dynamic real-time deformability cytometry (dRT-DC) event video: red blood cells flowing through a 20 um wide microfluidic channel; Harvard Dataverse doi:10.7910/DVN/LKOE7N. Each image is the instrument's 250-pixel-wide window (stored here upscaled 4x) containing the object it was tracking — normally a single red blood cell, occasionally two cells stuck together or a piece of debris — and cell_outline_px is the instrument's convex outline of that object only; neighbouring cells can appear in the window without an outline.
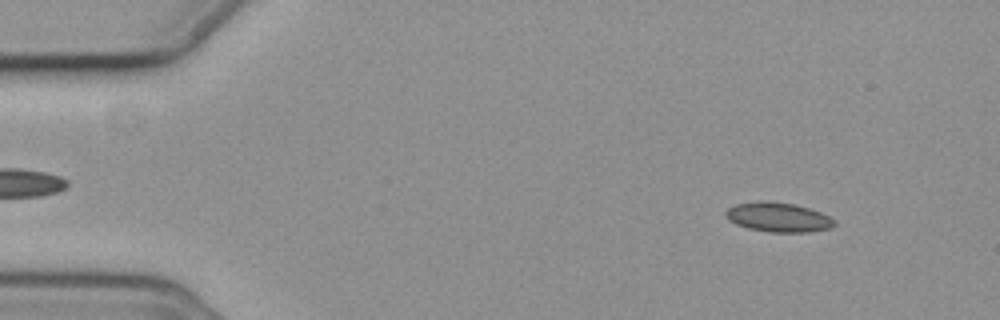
{"species": "common noctule bat (a hibernating species)", "species_latin": "Nyctalus noctula", "temperature_condition": "cold", "stored_images_in_passage": 58, "camera_frame_rate_fps": 3000, "um_per_image_px": 0.085, "animal": {"sex": "female", "body_mass_g": 19.3, "forearm_length_mm": 54.1}, "frame": {"image": 1, "passage_image": 7, "time_ms": 2.0, "image_size_px": [1000, 320], "cell_outline_px": [[836, 224], [828, 228], [808, 232], [772, 232], [748, 228], [736, 224], [728, 220], [724, 212], [728, 208], [736, 204], [760, 200], [792, 204], [808, 208], [820, 212], [836, 220]], "centroid_in_image_um": [66.12, 18.46], "position_along_channel_um": 18.9, "area_um2": 18.5}}
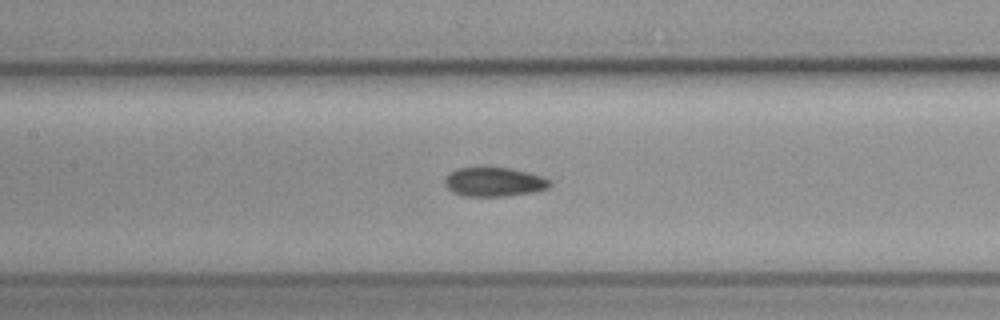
{"frame": {"image": 2, "passage_image": 27, "time_ms": 8.667, "image_size_px": [1000, 320], "cell_outline_px": [[552, 184], [548, 188], [536, 192], [504, 196], [464, 196], [452, 192], [444, 184], [444, 180], [448, 172], [456, 168], [484, 164], [512, 168], [544, 176], [552, 180]], "centroid_in_image_um": [41.99, 15.41], "position_along_channel_um": 165.4, "area_um2": 18.9}}
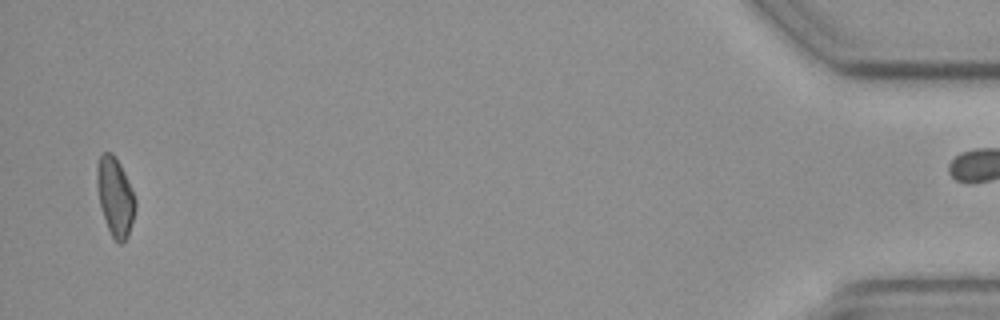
{"frame": {"image": 3, "passage_image": 56, "time_ms": 18.333, "image_size_px": [1000, 320], "cell_outline_px": [[136, 208], [128, 236], [124, 244], [120, 244], [112, 236], [108, 228], [100, 204], [96, 184], [96, 168], [100, 156], [104, 152], [112, 152], [120, 164], [124, 172], [136, 200]], "centroid_in_image_um": [9.79, 16.72], "position_along_channel_um": 425.4, "area_um2": 17.46}}